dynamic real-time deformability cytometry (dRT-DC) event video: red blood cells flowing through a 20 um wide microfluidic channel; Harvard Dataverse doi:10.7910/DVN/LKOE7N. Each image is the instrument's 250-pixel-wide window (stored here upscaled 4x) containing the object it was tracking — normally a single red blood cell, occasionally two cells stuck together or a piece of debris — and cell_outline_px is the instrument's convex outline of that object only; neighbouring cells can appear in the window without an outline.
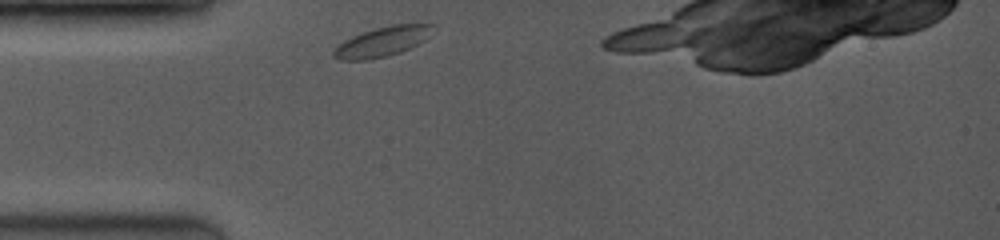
{"species": "common noctule bat (a hibernating species)", "species_latin": "Nyctalus noctula", "temperature_condition": "room temperature", "stored_images_in_passage": 22, "camera_frame_rate_fps": 3500, "um_per_image_px": 0.085, "animal": {"sex": "female", "body_mass_g": 19.0, "forearm_length_mm": 53.3}, "frame": {"image": 1, "passage_image": 1, "time_ms": 0.0, "image_size_px": [1000, 240], "cell_outline_px": [[436, 24], [424, 40], [400, 52], [368, 60], [340, 60], [332, 56], [332, 52], [344, 40], [352, 36], [376, 28], [392, 24]], "centroid_in_image_um": [32.46, 3.54], "position_along_channel_um": 52.5, "area_um2": 16.82}}
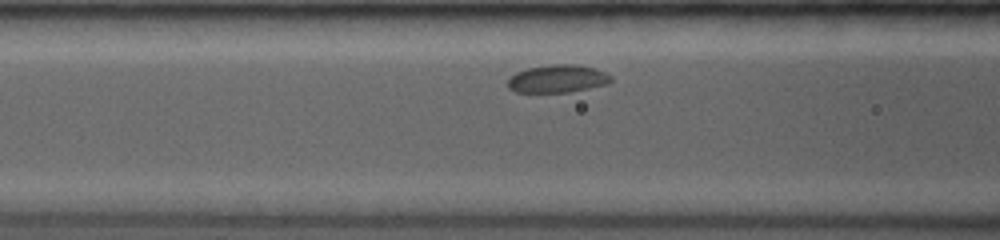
{"frame": {"image": 2, "passage_image": 8, "time_ms": 2.0, "image_size_px": [1000, 240], "cell_outline_px": [[612, 80], [608, 84], [568, 92], [516, 92], [508, 88], [508, 80], [516, 72], [528, 68], [552, 64], [576, 64], [596, 68], [612, 76]], "centroid_in_image_um": [47.41, 6.69], "position_along_channel_um": 119.2, "area_um2": 16.7}}
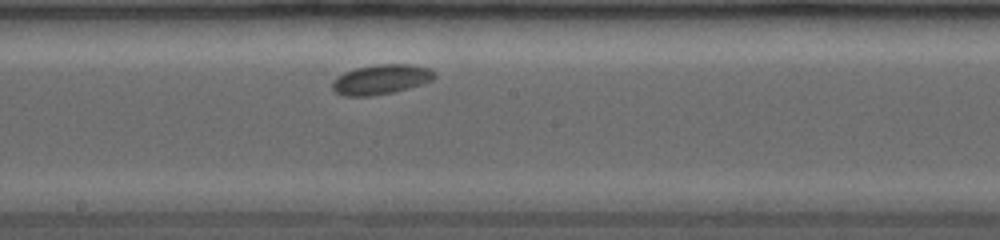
{"frame": {"image": 3, "passage_image": 17, "time_ms": 4.571, "image_size_px": [1000, 240], "cell_outline_px": [[436, 76], [432, 80], [420, 84], [392, 92], [372, 96], [344, 96], [336, 92], [332, 88], [332, 80], [336, 76], [344, 72], [356, 68], [376, 64], [408, 64], [428, 68], [436, 72]], "centroid_in_image_um": [32.35, 6.74], "position_along_channel_um": 215.9, "area_um2": 17.69}}